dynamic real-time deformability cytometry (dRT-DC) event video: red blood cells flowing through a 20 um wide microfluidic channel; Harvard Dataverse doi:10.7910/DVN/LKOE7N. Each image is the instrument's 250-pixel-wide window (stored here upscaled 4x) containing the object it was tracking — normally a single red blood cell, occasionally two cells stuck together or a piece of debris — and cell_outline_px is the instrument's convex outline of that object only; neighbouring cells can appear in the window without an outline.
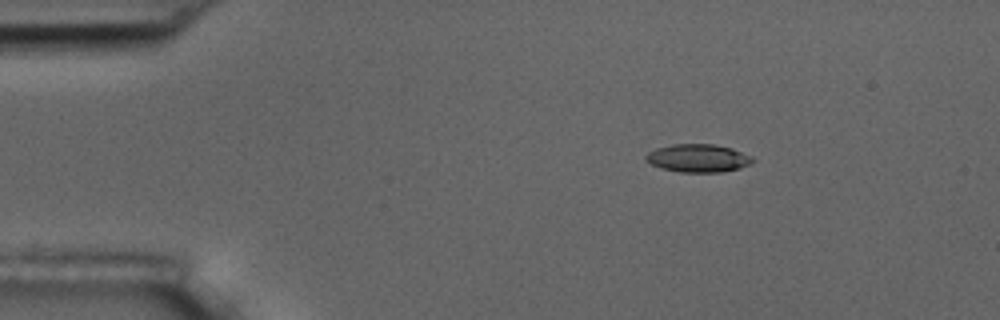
{"species": "common noctule bat (a hibernating species)", "species_latin": "Nyctalus noctula", "temperature_condition": "room temperature", "stored_images_in_passage": 3, "camera_frame_rate_fps": 3000, "um_per_image_px": 0.085, "animal": {"sex": "male", "body_mass_g": 17.5, "forearm_length_mm": 52.3}, "frame": {"image": 1, "passage_image": 1, "time_ms": 0.0, "image_size_px": [1000, 320], "cell_outline_px": [[756, 160], [752, 164], [740, 168], [720, 172], [680, 172], [660, 168], [644, 160], [644, 156], [648, 152], [656, 148], [672, 144], [712, 144], [732, 148], [752, 156]], "centroid_in_image_um": [59.34, 13.44], "position_along_channel_um": 25.7, "area_um2": 17.63}}